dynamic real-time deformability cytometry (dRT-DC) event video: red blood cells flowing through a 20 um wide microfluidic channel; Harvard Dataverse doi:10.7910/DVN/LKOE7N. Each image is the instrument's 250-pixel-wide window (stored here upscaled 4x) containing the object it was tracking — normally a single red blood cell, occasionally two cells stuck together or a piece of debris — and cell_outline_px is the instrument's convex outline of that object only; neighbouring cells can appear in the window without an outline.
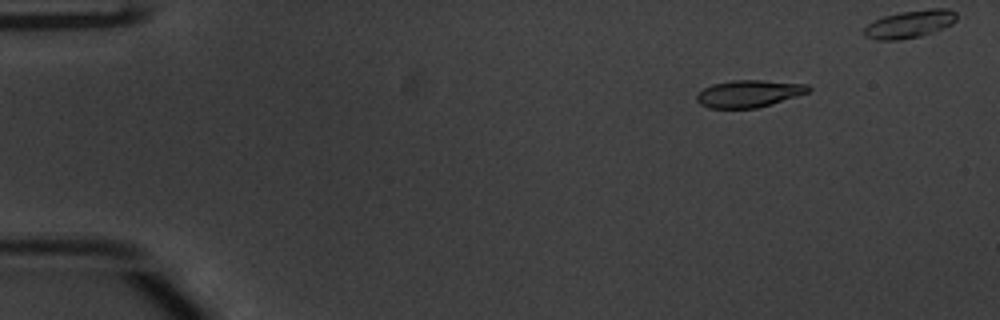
{"species": "common noctule bat (a hibernating species)", "species_latin": "Nyctalus noctula", "temperature_condition": "warm", "stored_images_in_passage": 47, "camera_frame_rate_fps": 3000, "um_per_image_px": 0.085, "animal": {"sex": "male", "body_mass_g": 20.1, "forearm_length_mm": 53.5}, "frame": {"image": 1, "passage_image": 7, "time_ms": 2.0, "image_size_px": [1000, 320], "cell_outline_px": [[812, 88], [808, 92], [796, 96], [756, 108], [708, 108], [700, 104], [696, 100], [696, 96], [704, 88], [712, 84], [732, 80], [760, 80], [808, 84]], "centroid_in_image_um": [63.63, 7.95], "position_along_channel_um": 21.4, "area_um2": 17.51}}
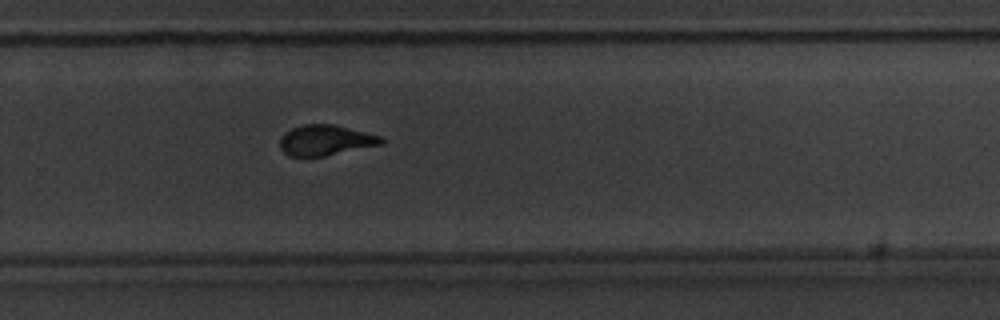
{"frame": {"image": 2, "passage_image": 36, "time_ms": 11.667, "image_size_px": [1000, 320], "cell_outline_px": [[384, 144], [324, 156], [288, 156], [280, 148], [280, 140], [292, 128], [304, 124], [332, 124], [380, 136], [384, 140]], "centroid_in_image_um": [27.68, 11.93], "position_along_channel_um": 302.1, "area_um2": 17.69}}
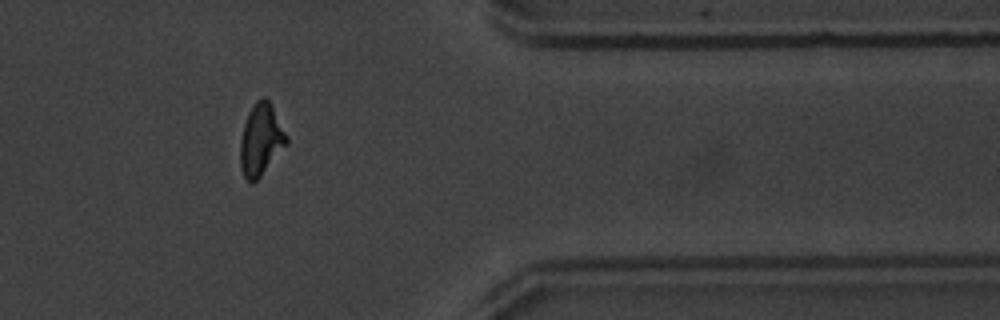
{"frame": {"image": 3, "passage_image": 44, "time_ms": 14.333, "image_size_px": [1000, 320], "cell_outline_px": [[288, 144], [260, 176], [252, 184], [244, 176], [240, 168], [240, 140], [244, 124], [248, 112], [256, 100], [264, 96], [272, 104], [288, 136]], "centroid_in_image_um": [22.19, 11.85], "position_along_channel_um": 389.2, "area_um2": 19.48}}